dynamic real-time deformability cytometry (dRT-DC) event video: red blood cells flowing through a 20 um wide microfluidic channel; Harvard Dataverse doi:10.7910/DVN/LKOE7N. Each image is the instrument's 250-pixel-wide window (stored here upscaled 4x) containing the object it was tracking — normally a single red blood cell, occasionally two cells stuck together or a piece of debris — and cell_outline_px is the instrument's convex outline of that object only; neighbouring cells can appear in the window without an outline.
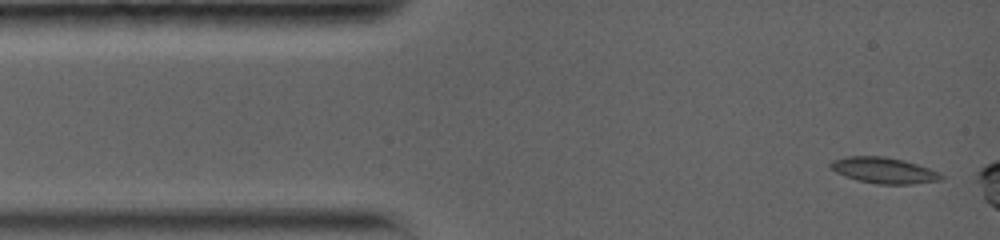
{"species": "common noctule bat (a hibernating species)", "species_latin": "Nyctalus noctula", "temperature_condition": "warm", "stored_images_in_passage": 14, "camera_frame_rate_fps": 5000, "um_per_image_px": 0.085, "animal": {"sex": "female", "body_mass_g": 19.0, "forearm_length_mm": 56.7}, "frame": {"image": 1, "passage_image": 1, "time_ms": 0.0, "image_size_px": [1000, 240], "cell_outline_px": [[944, 176], [940, 180], [912, 184], [880, 184], [856, 180], [844, 176], [828, 168], [828, 164], [832, 160], [848, 156], [884, 156], [904, 160], [928, 168]], "centroid_in_image_um": [75.05, 14.47], "position_along_channel_um": 9.9, "area_um2": 16.7}}
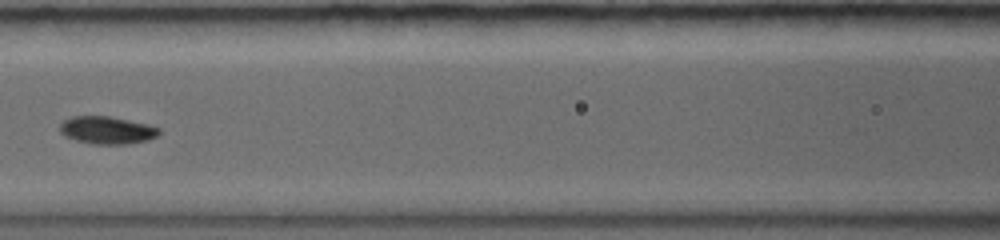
{"frame": {"image": 2, "passage_image": 10, "time_ms": 5.6, "image_size_px": [1000, 240], "cell_outline_px": [[160, 132], [156, 136], [148, 140], [128, 144], [92, 144], [76, 140], [64, 136], [60, 132], [60, 124], [64, 120], [72, 116], [108, 116], [148, 124], [160, 128]], "centroid_in_image_um": [9.09, 11.07], "position_along_channel_um": 157.5, "area_um2": 15.95}}
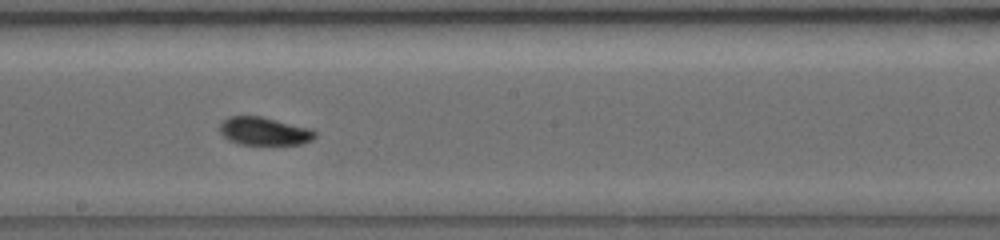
{"frame": {"image": 3, "passage_image": 13, "time_ms": 7.4, "image_size_px": [1000, 240], "cell_outline_px": [[316, 136], [312, 140], [300, 144], [240, 144], [228, 140], [220, 132], [220, 124], [228, 116], [260, 116], [312, 128], [316, 132]], "centroid_in_image_um": [22.47, 11.14], "position_along_channel_um": 225.7, "area_um2": 15.55}}